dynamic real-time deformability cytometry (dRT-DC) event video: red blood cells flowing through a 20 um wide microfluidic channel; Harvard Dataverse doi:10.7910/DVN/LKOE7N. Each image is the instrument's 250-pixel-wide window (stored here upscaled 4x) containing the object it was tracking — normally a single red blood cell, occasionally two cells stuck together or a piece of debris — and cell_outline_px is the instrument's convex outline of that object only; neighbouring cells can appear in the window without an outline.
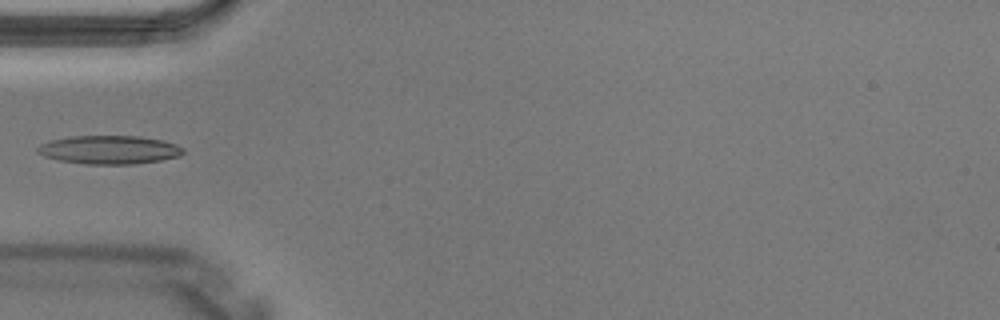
{"species": "Egyptian fruit bat (a non-hibernating species)", "species_latin": "Rousettus aegyptiacus", "temperature_condition": "warm", "stored_images_in_passage": 2, "camera_frame_rate_fps": 3000, "um_per_image_px": 0.085, "animal": {"sex": "male"}, "frame": {"image": 1, "passage_image": 2, "time_ms": 0.333, "image_size_px": [1000, 320], "cell_outline_px": [[184, 152], [180, 156], [160, 160], [132, 164], [84, 164], [60, 160], [44, 156], [36, 152], [36, 148], [40, 144], [52, 140], [72, 136], [140, 136], [160, 140], [176, 144], [184, 148]], "centroid_in_image_um": [9.28, 12.73], "position_along_channel_um": 75.7, "area_um2": 24.1}}